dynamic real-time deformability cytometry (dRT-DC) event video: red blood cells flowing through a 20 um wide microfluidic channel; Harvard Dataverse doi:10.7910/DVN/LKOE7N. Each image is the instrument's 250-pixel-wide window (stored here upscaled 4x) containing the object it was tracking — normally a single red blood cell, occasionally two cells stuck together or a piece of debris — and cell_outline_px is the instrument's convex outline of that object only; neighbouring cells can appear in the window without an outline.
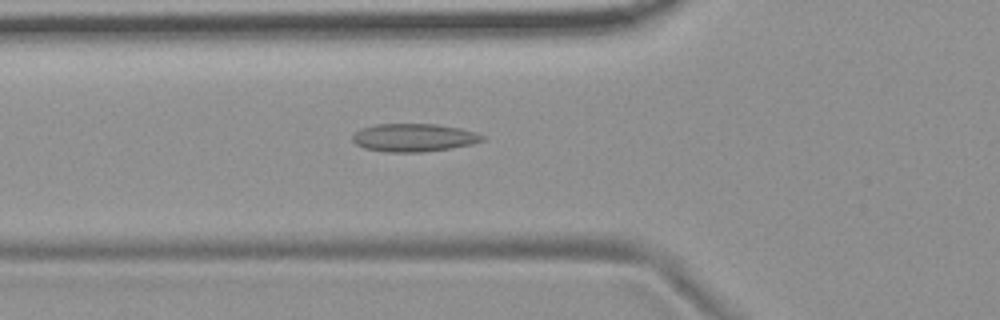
{"species": "common noctule bat (a hibernating species)", "species_latin": "Nyctalus noctula", "temperature_condition": "room temperature", "stored_images_in_passage": 53, "camera_frame_rate_fps": 3000, "um_per_image_px": 0.085, "animal": {"sex": "female", "body_mass_g": 19.9}, "frame": {"image": 1, "passage_image": 18, "time_ms": 5.667, "image_size_px": [1000, 320], "cell_outline_px": [[488, 140], [472, 144], [452, 148], [424, 152], [388, 152], [364, 148], [356, 144], [352, 140], [352, 136], [360, 128], [376, 124], [436, 124], [460, 128], [476, 132], [488, 136]], "centroid_in_image_um": [35.24, 11.7], "position_along_channel_um": 90.6, "area_um2": 21.5}}
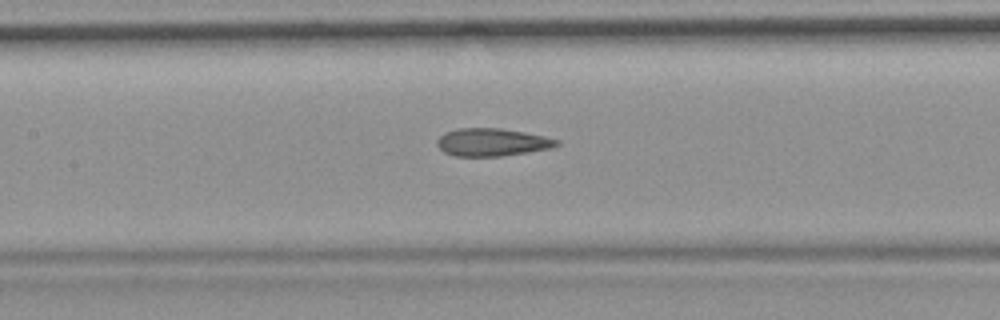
{"frame": {"image": 2, "passage_image": 24, "time_ms": 7.667, "image_size_px": [1000, 320], "cell_outline_px": [[560, 144], [552, 148], [528, 152], [500, 156], [456, 156], [444, 152], [436, 144], [436, 140], [444, 132], [456, 128], [500, 128], [524, 132], [544, 136], [560, 140]], "centroid_in_image_um": [41.82, 12.08], "position_along_channel_um": 165.6, "area_um2": 19.42}}
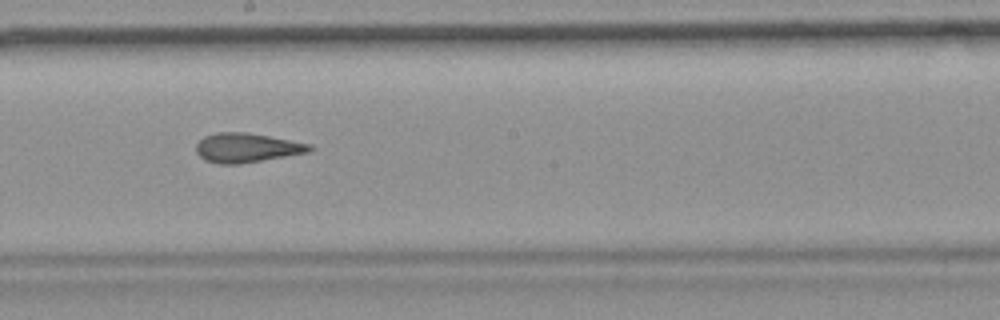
{"frame": {"image": 3, "passage_image": 29, "time_ms": 9.333, "image_size_px": [1000, 320], "cell_outline_px": [[316, 148], [308, 152], [240, 164], [220, 164], [204, 160], [196, 152], [196, 144], [204, 136], [216, 132], [244, 132], [268, 136], [312, 144]], "centroid_in_image_um": [20.96, 12.56], "position_along_channel_um": 227.2, "area_um2": 19.36}, "authors_computed_cell_mechanics": {"area_um2": 20.1144, "velocity_mm_per_s": 3.722, "shape_relaxation_time_tau1_ms": null, "shape_relaxation_time_tau2_ms": 2.8313, "deformation_change_tau1": null, "deformation_change_tau2": 0.1369}}